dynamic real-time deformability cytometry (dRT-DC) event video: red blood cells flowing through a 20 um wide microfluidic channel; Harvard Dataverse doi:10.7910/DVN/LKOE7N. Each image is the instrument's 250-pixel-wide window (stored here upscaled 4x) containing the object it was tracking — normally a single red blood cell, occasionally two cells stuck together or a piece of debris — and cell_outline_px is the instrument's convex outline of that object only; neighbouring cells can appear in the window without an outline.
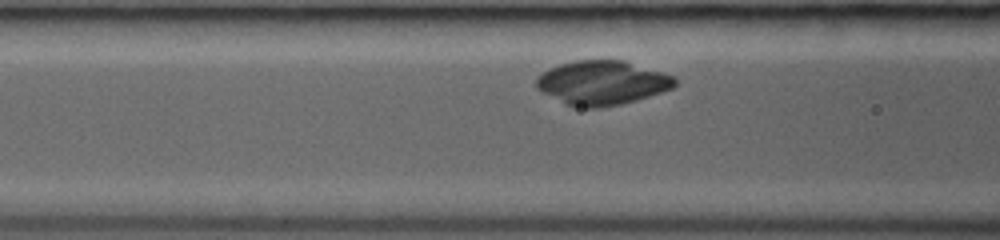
{"species": "common noctule bat (a hibernating species)", "species_latin": "Nyctalus noctula", "temperature_condition": "room temperature", "stored_images_in_passage": 16, "camera_frame_rate_fps": 3000, "um_per_image_px": 0.085, "animal": {"sex": "female", "body_mass_g": 19.0, "forearm_length_mm": 53.3}, "frame": {"image": 1, "passage_image": 4, "time_ms": 1.333, "image_size_px": [1000, 240], "cell_outline_px": [[676, 84], [672, 88], [636, 100], [620, 104], [600, 108], [588, 108], [564, 104], [536, 88], [536, 76], [548, 68], [560, 64], [576, 60], [624, 60], [676, 76]], "centroid_in_image_um": [51.17, 7.03], "position_along_channel_um": 115.4, "area_um2": 35.72}}
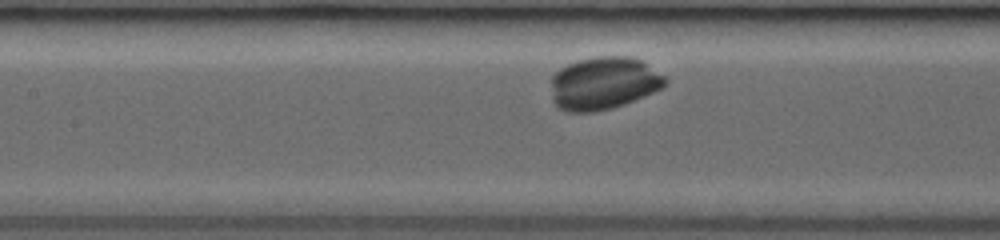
{"frame": {"image": 2, "passage_image": 6, "time_ms": 2.333, "image_size_px": [1000, 240], "cell_outline_px": [[668, 84], [664, 88], [624, 104], [612, 108], [592, 112], [568, 112], [560, 108], [552, 100], [552, 76], [560, 68], [568, 64], [592, 56], [632, 56], [640, 60], [664, 76], [668, 80]], "centroid_in_image_um": [51.32, 7.07], "position_along_channel_um": 156.1, "area_um2": 35.14}}
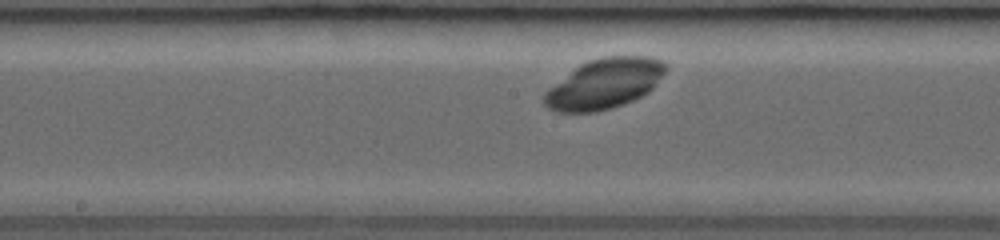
{"frame": {"image": 3, "passage_image": 8, "time_ms": 3.333, "image_size_px": [1000, 240], "cell_outline_px": [[668, 68], [652, 88], [648, 92], [624, 104], [612, 108], [596, 112], [556, 112], [548, 108], [544, 104], [544, 92], [548, 88], [580, 64], [588, 60], [604, 56], [648, 56], [664, 60], [668, 64]], "centroid_in_image_um": [51.38, 7.1], "position_along_channel_um": 196.8, "area_um2": 35.55}}